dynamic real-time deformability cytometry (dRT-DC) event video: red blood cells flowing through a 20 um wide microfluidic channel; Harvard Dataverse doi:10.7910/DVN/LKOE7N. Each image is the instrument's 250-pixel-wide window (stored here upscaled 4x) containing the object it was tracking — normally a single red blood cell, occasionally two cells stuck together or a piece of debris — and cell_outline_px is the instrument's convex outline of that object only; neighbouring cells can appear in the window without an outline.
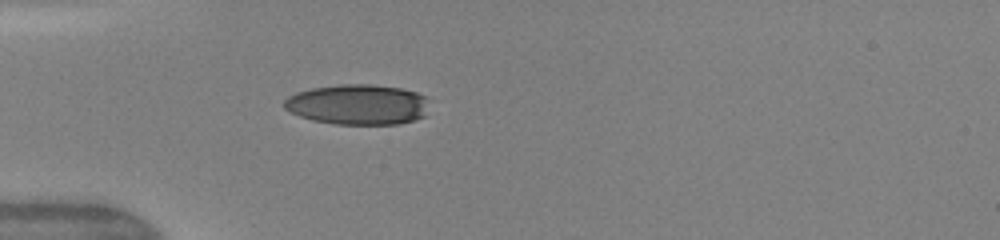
{"species": "human", "species_latin": "Homo sapiens", "temperature_condition": "warm", "stored_images_in_passage": 36, "camera_frame_rate_fps": 3000, "um_per_image_px": 0.085, "donor": {"sex": "female"}, "frame": {"image": 1, "passage_image": 6, "time_ms": 1.667, "image_size_px": [1000, 240], "cell_outline_px": [[424, 116], [416, 120], [400, 124], [336, 124], [312, 120], [300, 116], [284, 108], [284, 100], [288, 96], [296, 92], [312, 88], [340, 84], [372, 84], [400, 88], [416, 92], [424, 96]], "centroid_in_image_um": [30.36, 8.88], "position_along_channel_um": 54.6, "area_um2": 33.87}, "authors_computed_cell_mechanics": {"area_um2": 36.4429, "velocity_mm_per_s": 4.1963, "shape_relaxation_time_tau1_ms": 4.0772, "shape_relaxation_time_tau2_ms": null, "deformation_change_tau1": 0.2222, "deformation_change_tau2": null}}